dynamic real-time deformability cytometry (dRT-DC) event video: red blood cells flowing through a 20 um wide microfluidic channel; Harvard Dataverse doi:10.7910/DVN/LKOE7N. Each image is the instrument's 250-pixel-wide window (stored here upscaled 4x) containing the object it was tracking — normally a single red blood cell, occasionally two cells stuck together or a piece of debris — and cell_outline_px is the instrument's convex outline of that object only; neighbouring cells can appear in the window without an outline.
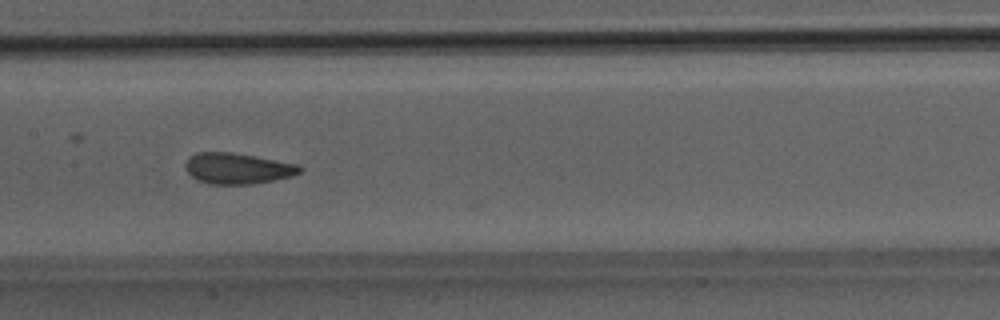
{"species": "Egyptian fruit bat (a non-hibernating species)", "species_latin": "Rousettus aegyptiacus", "temperature_condition": "room temperature", "stored_images_in_passage": 21, "camera_frame_rate_fps": 3000, "um_per_image_px": 0.085, "animal": {"sex": "male"}, "frame": {"image": 1, "passage_image": 16, "time_ms": 5.0, "image_size_px": [1000, 320], "cell_outline_px": [[304, 168], [300, 172], [292, 176], [252, 184], [212, 184], [196, 180], [188, 172], [188, 160], [196, 152], [232, 152], [296, 164]], "centroid_in_image_um": [20.22, 14.32], "position_along_channel_um": 187.2, "area_um2": 20.17}}